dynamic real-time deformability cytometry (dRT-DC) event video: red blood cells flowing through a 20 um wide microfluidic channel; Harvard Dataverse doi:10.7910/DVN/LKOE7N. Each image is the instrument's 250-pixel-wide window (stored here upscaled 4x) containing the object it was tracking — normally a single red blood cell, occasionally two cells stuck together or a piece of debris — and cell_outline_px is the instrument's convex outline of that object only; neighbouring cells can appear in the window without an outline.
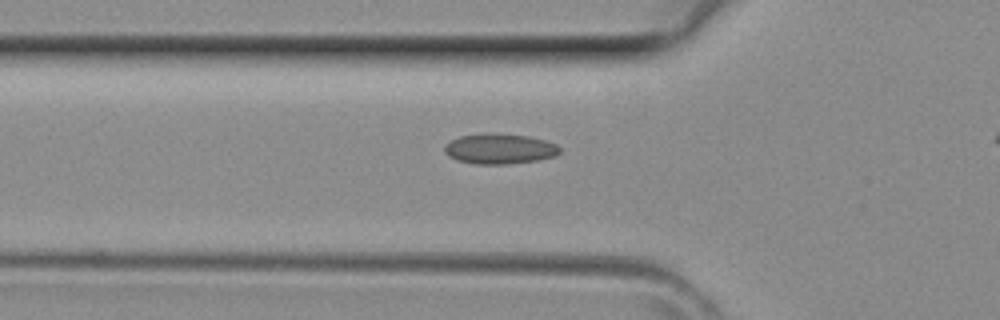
{"species": "common noctule bat (a hibernating species)", "species_latin": "Nyctalus noctula", "temperature_condition": "room temperature", "stored_images_in_passage": 22, "camera_frame_rate_fps": 3000, "um_per_image_px": 0.085, "animal": {"sex": "female", "body_mass_g": 29.2, "forearm_length_mm": 56.3}, "frame": {"image": 1, "passage_image": 2, "time_ms": 0.333, "image_size_px": [1000, 320], "cell_outline_px": [[560, 152], [556, 156], [540, 160], [508, 164], [476, 164], [456, 160], [448, 156], [444, 152], [444, 148], [452, 140], [460, 136], [528, 136], [544, 140], [556, 144], [560, 148]], "centroid_in_image_um": [42.51, 12.71], "position_along_channel_um": 83.3, "area_um2": 19.48}}
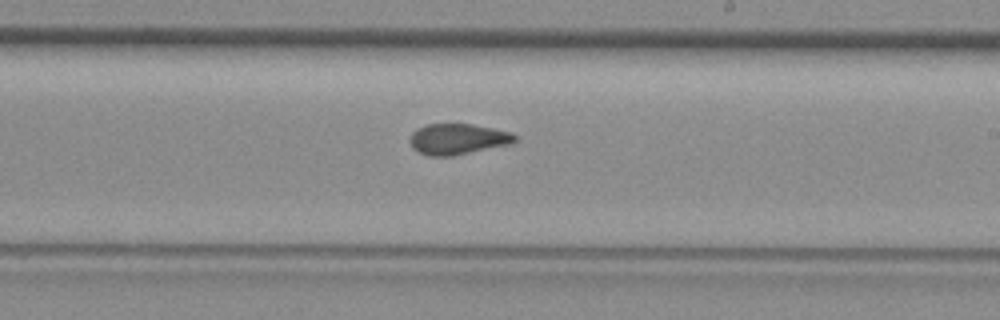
{"frame": {"image": 2, "passage_image": 12, "time_ms": 3.667, "image_size_px": [1000, 320], "cell_outline_px": [[516, 140], [512, 144], [452, 156], [428, 156], [412, 148], [412, 132], [416, 128], [428, 124], [472, 124], [512, 132], [516, 136]], "centroid_in_image_um": [38.94, 11.82], "position_along_channel_um": 250.1, "area_um2": 18.79}}
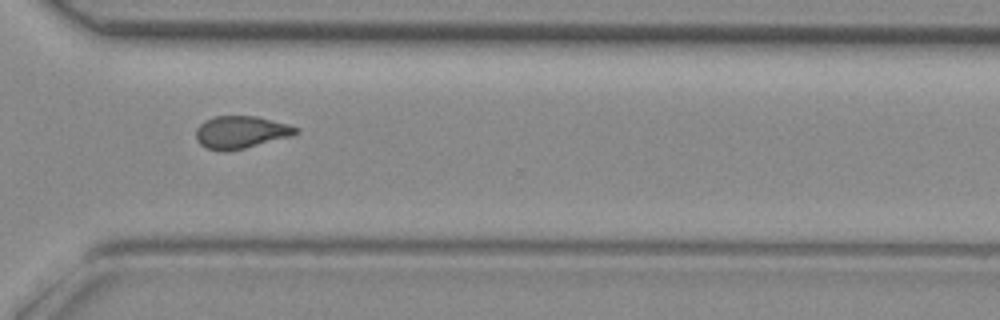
{"frame": {"image": 3, "passage_image": 18, "time_ms": 5.667, "image_size_px": [1000, 320], "cell_outline_px": [[296, 132], [288, 136], [244, 148], [224, 152], [208, 148], [200, 144], [196, 140], [196, 128], [204, 120], [216, 116], [256, 116], [288, 124], [296, 128]], "centroid_in_image_um": [20.38, 11.23], "position_along_channel_um": 350.2, "area_um2": 18.5}}